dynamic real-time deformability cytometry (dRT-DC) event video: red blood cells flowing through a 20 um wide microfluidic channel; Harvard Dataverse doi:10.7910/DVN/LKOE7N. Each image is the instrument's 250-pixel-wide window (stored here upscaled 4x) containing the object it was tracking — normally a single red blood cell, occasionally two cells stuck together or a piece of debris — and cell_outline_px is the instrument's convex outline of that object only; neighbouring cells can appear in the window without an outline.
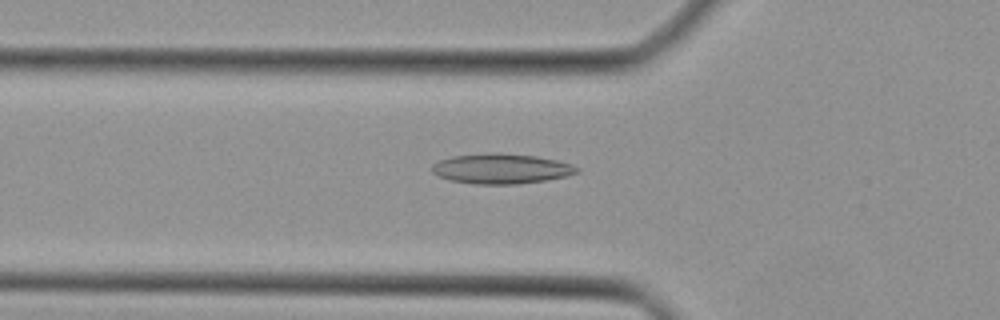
{"species": "Egyptian fruit bat (a non-hibernating species)", "species_latin": "Rousettus aegyptiacus", "temperature_condition": "cold", "stored_images_in_passage": 32, "camera_frame_rate_fps": 3000, "um_per_image_px": 0.085, "animal": {"sex": "female"}, "frame": {"image": 1, "passage_image": 3, "time_ms": 0.667, "image_size_px": [1000, 320], "cell_outline_px": [[580, 172], [564, 176], [544, 180], [516, 184], [472, 184], [452, 180], [440, 176], [432, 172], [432, 164], [440, 160], [452, 156], [488, 152], [496, 152], [536, 156], [556, 160], [572, 164], [580, 168]], "centroid_in_image_um": [42.6, 14.32], "position_along_channel_um": 83.2, "area_um2": 25.37}}
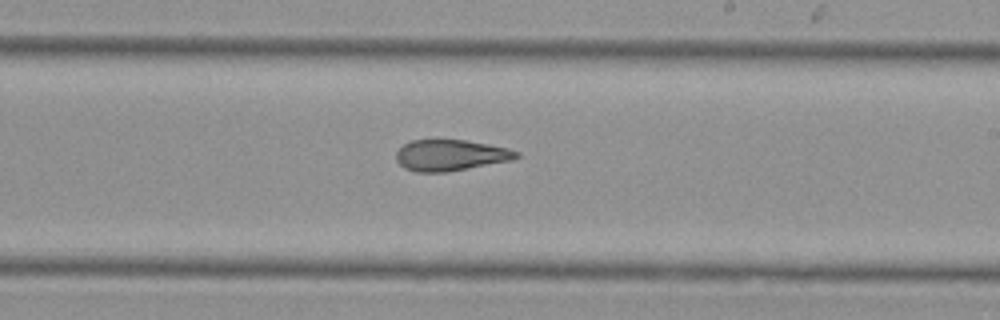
{"frame": {"image": 2, "passage_image": 14, "time_ms": 4.333, "image_size_px": [1000, 320], "cell_outline_px": [[520, 156], [512, 160], [444, 172], [416, 172], [404, 168], [396, 160], [396, 152], [404, 144], [412, 140], [464, 140], [488, 144], [508, 148], [520, 152]], "centroid_in_image_um": [38.29, 13.19], "position_along_channel_um": 250.7, "area_um2": 21.62}}
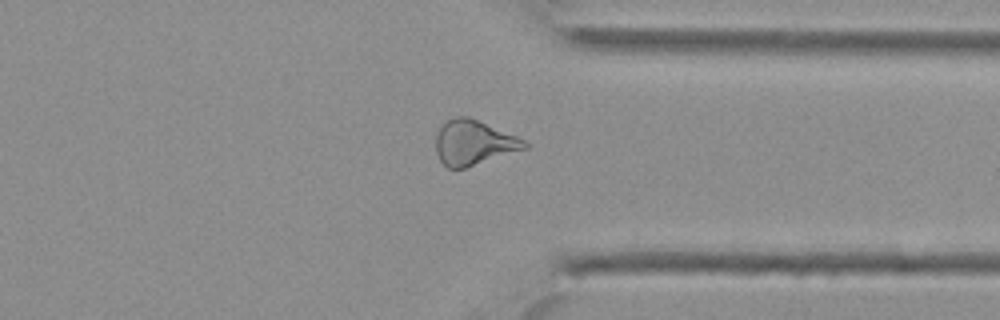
{"frame": {"image": 3, "passage_image": 22, "time_ms": 7.0, "image_size_px": [1000, 320], "cell_outline_px": [[528, 148], [464, 168], [448, 168], [440, 160], [436, 152], [436, 136], [440, 128], [448, 120], [456, 116], [468, 116], [516, 136], [524, 140], [528, 144]], "centroid_in_image_um": [40.26, 12.13], "position_along_channel_um": 371.1, "area_um2": 22.83}}